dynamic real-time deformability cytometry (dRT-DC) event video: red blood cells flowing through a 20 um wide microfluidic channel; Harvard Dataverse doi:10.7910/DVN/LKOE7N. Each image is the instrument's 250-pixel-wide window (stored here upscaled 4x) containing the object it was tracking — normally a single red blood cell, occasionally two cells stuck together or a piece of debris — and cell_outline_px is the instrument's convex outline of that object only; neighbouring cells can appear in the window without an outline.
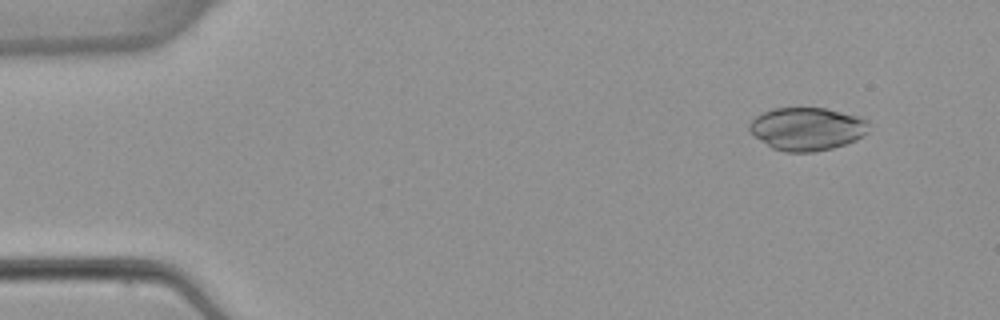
{"species": "common noctule bat (a hibernating species)", "species_latin": "Nyctalus noctula", "temperature_condition": "warm", "stored_images_in_passage": 5, "camera_frame_rate_fps": 3000, "um_per_image_px": 0.085, "animal": {"sex": "female", "body_mass_g": 22.7, "forearm_length_mm": 54.2}, "frame": {"image": 1, "passage_image": 2, "time_ms": 1.333, "image_size_px": [1000, 320], "cell_outline_px": [[868, 132], [864, 136], [856, 140], [832, 148], [812, 152], [784, 152], [772, 148], [756, 136], [748, 128], [748, 124], [756, 116], [772, 108], [824, 108], [864, 116], [868, 120]], "centroid_in_image_um": [68.65, 10.94], "position_along_channel_um": 16.4, "area_um2": 30.06}}
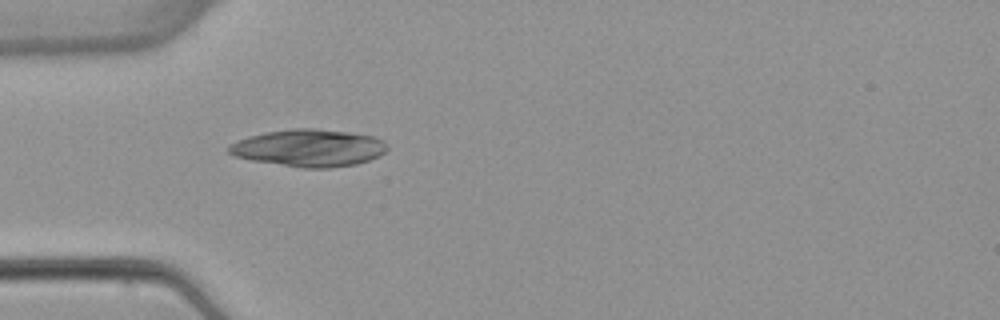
{"frame": {"image": 2, "passage_image": 5, "time_ms": 5.0, "image_size_px": [1000, 320], "cell_outline_px": [[388, 148], [380, 156], [356, 164], [332, 168], [304, 168], [252, 160], [232, 156], [228, 152], [228, 144], [248, 136], [268, 132], [292, 128], [316, 128], [348, 132], [376, 136], [384, 140], [388, 144]], "centroid_in_image_um": [26.28, 12.57], "position_along_channel_um": 58.7, "area_um2": 34.62}}